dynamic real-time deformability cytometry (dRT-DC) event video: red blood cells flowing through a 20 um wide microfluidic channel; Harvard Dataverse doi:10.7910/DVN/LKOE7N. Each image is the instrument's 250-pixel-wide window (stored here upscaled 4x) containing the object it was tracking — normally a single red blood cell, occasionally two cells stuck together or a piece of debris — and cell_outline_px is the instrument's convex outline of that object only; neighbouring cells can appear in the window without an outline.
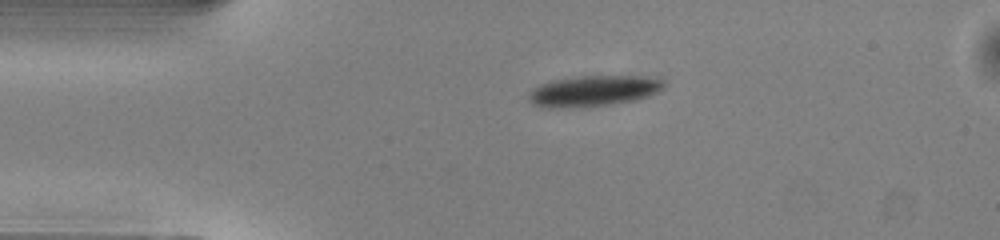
{"species": "common noctule bat (a hibernating species)", "species_latin": "Nyctalus noctula", "temperature_condition": "warm", "stored_images_in_passage": 41, "camera_frame_rate_fps": 3000, "um_per_image_px": 0.085, "animal": {"sex": "male", "body_mass_g": 13.0, "forearm_length_mm": 53.1}, "frame": {"image": 1, "passage_image": 1, "time_ms": 0.0, "image_size_px": [1000, 240], "cell_outline_px": [[664, 84], [656, 92], [648, 96], [632, 100], [608, 104], [552, 108], [544, 108], [532, 104], [528, 100], [528, 92], [532, 88], [540, 84], [552, 80], [580, 76], [648, 76], [664, 80]], "centroid_in_image_um": [50.37, 7.71], "position_along_channel_um": 34.6, "area_um2": 23.99}}
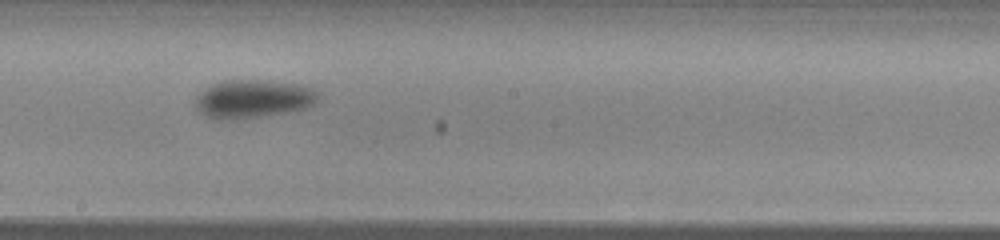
{"frame": {"image": 2, "passage_image": 18, "time_ms": 5.667, "image_size_px": [1000, 240], "cell_outline_px": [[320, 96], [312, 104], [304, 108], [256, 116], [216, 120], [200, 112], [192, 104], [196, 96], [200, 92], [212, 84], [228, 80], [268, 80], [300, 84], [312, 88]], "centroid_in_image_um": [21.46, 8.37], "position_along_channel_um": 226.7, "area_um2": 26.93}}
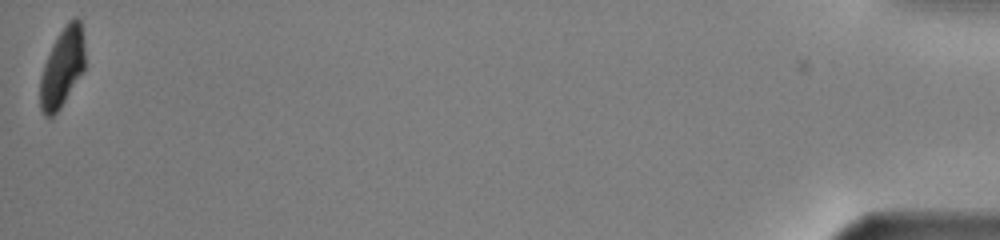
{"frame": {"image": 3, "passage_image": 41, "time_ms": 13.333, "image_size_px": [1000, 240], "cell_outline_px": [[84, 68], [60, 108], [52, 116], [44, 116], [40, 108], [40, 76], [44, 64], [52, 44], [68, 20], [76, 16], [80, 20], [84, 44]], "centroid_in_image_um": [5.27, 5.72], "position_along_channel_um": 429.9, "area_um2": 20.35}, "authors_computed_cell_mechanics": {"area_um2": 25.4898, "velocity_mm_per_s": 4.0241, "shape_relaxation_time_tau1_ms": 2.6177, "shape_relaxation_time_tau2_ms": null, "deformation_change_tau1": 0.1267, "deformation_change_tau2": null}}